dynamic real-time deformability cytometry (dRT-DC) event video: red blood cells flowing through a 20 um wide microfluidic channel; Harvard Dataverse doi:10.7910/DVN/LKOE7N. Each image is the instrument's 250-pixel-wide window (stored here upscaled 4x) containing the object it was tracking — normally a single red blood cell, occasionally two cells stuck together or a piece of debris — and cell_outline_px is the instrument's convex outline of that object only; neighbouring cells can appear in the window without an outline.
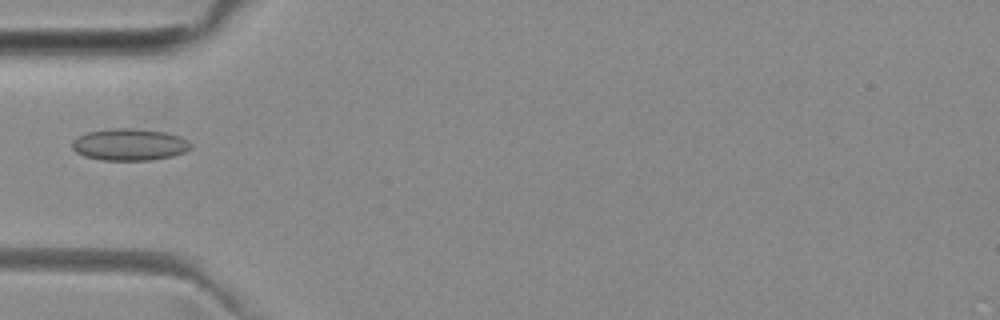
{"species": "common noctule bat (a hibernating species)", "species_latin": "Nyctalus noctula", "temperature_condition": "room temperature", "stored_images_in_passage": 24, "camera_frame_rate_fps": 3000, "um_per_image_px": 0.085, "animal": {"sex": "female", "body_mass_g": 29.2, "forearm_length_mm": 56.3}, "frame": {"image": 1, "passage_image": 1, "time_ms": 0.0, "image_size_px": [1000, 320], "cell_outline_px": [[192, 148], [184, 152], [172, 156], [148, 160], [100, 160], [84, 156], [76, 152], [72, 148], [72, 140], [88, 132], [108, 128], [132, 128], [168, 132], [180, 136], [188, 140], [192, 144]], "centroid_in_image_um": [11.02, 12.28], "position_along_channel_um": 74.0, "area_um2": 22.2}}
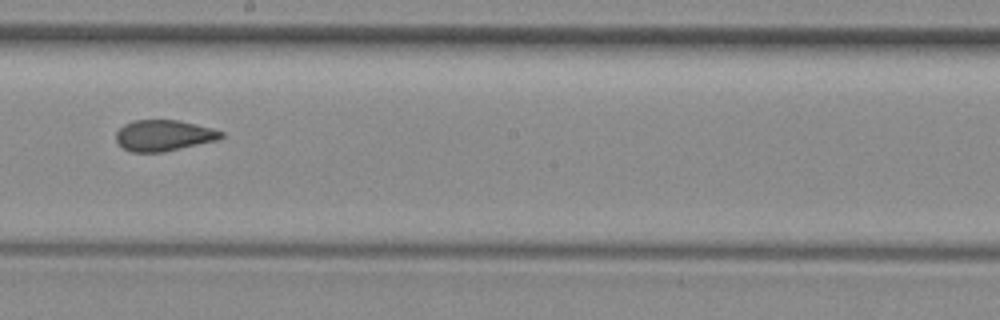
{"frame": {"image": 2, "passage_image": 13, "time_ms": 4.0, "image_size_px": [1000, 320], "cell_outline_px": [[224, 136], [216, 140], [164, 152], [132, 152], [124, 148], [116, 140], [116, 132], [124, 124], [136, 120], [180, 120], [212, 128], [224, 132]], "centroid_in_image_um": [13.92, 11.51], "position_along_channel_um": 234.3, "area_um2": 18.9}}
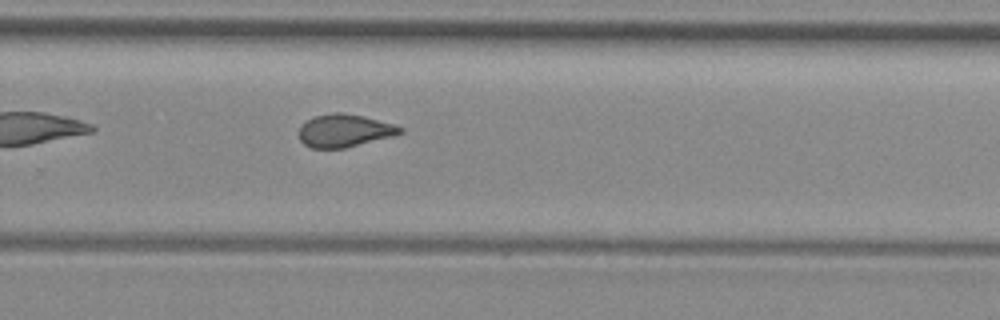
{"frame": {"image": 3, "passage_image": 18, "time_ms": 5.667, "image_size_px": [1000, 320], "cell_outline_px": [[404, 132], [392, 136], [344, 148], [312, 148], [304, 144], [300, 140], [300, 124], [316, 116], [336, 112], [364, 116], [392, 124], [404, 128]], "centroid_in_image_um": [29.27, 11.11], "position_along_channel_um": 300.5, "area_um2": 19.02}}